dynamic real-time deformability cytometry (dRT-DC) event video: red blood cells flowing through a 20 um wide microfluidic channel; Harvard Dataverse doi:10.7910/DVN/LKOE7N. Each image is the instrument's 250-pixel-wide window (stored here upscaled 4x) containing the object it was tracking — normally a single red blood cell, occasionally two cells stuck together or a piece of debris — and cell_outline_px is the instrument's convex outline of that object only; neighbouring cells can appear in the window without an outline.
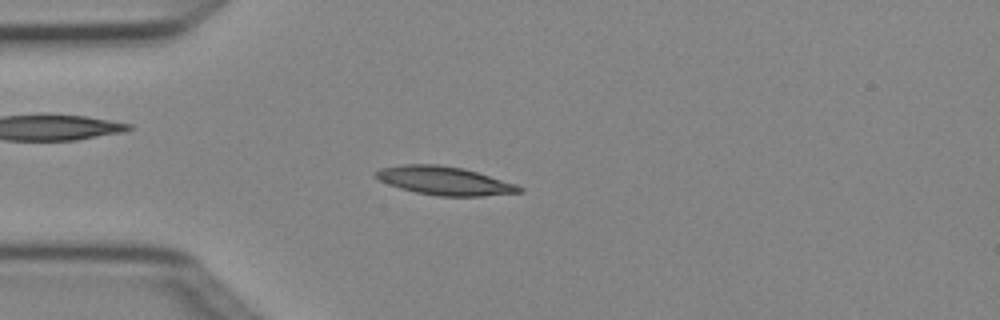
{"species": "Egyptian fruit bat (a non-hibernating species)", "species_latin": "Rousettus aegyptiacus", "temperature_condition": "cold", "stored_images_in_passage": 4, "camera_frame_rate_fps": 3000, "um_per_image_px": 0.085, "animal": {"sex": "female"}, "frame": {"image": 1, "passage_image": 3, "time_ms": 0.667, "image_size_px": [1000, 320], "cell_outline_px": [[524, 192], [480, 196], [440, 196], [416, 192], [400, 188], [388, 184], [372, 176], [372, 172], [380, 168], [404, 164], [440, 164], [464, 168], [516, 184], [524, 188]], "centroid_in_image_um": [37.75, 15.35], "position_along_channel_um": 47.2, "area_um2": 23.93}}